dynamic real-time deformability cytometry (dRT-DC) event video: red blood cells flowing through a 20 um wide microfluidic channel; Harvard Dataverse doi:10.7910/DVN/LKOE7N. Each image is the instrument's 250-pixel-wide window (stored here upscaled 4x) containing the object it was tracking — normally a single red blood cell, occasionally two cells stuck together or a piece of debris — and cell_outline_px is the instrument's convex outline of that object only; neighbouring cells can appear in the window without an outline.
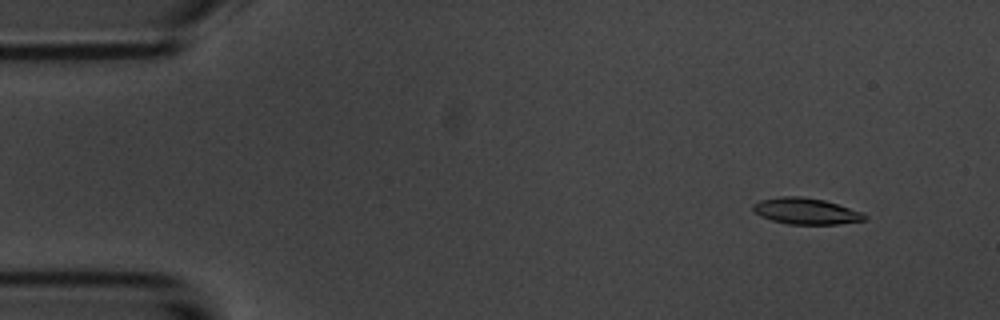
{"species": "common noctule bat (a hibernating species)", "species_latin": "Nyctalus noctula", "temperature_condition": "room temperature", "stored_images_in_passage": 6, "camera_frame_rate_fps": 3000, "um_per_image_px": 0.085, "animal": {"sex": "male", "body_mass_g": 20.1, "forearm_length_mm": 53.5}, "frame": {"image": 1, "passage_image": 2, "time_ms": 1.0, "image_size_px": [1000, 320], "cell_outline_px": [[868, 220], [836, 224], [788, 224], [772, 220], [760, 216], [752, 208], [752, 204], [760, 200], [780, 196], [800, 196], [824, 200], [864, 212], [868, 216]], "centroid_in_image_um": [68.54, 17.94], "position_along_channel_um": 16.5, "area_um2": 17.17}}
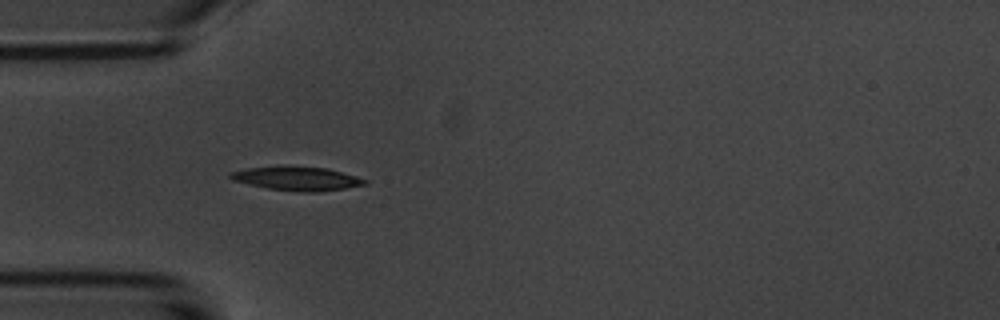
{"frame": {"image": 2, "passage_image": 5, "time_ms": 4.667, "image_size_px": [1000, 320], "cell_outline_px": [[368, 184], [320, 192], [300, 192], [268, 188], [248, 184], [232, 180], [228, 176], [228, 172], [248, 168], [284, 164], [328, 168], [356, 176], [368, 180]], "centroid_in_image_um": [25.22, 15.15], "position_along_channel_um": 59.8, "area_um2": 19.19}}
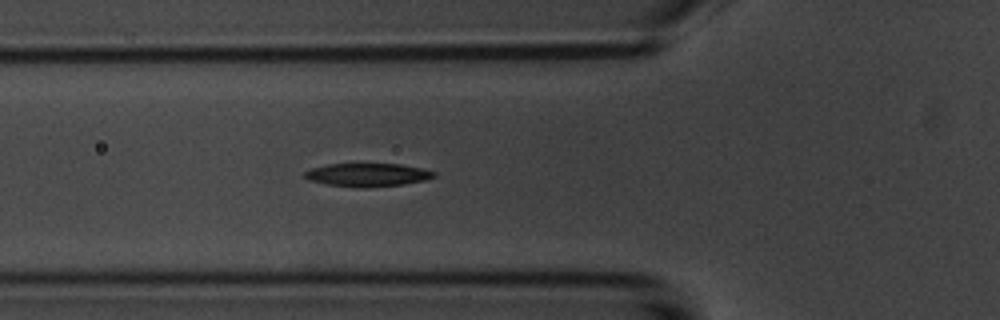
{"frame": {"image": 3, "passage_image": 6, "time_ms": 5.667, "image_size_px": [1000, 320], "cell_outline_px": [[436, 176], [424, 180], [404, 184], [368, 188], [356, 188], [324, 184], [312, 180], [304, 176], [304, 172], [312, 168], [328, 164], [400, 164], [420, 168], [436, 172]], "centroid_in_image_um": [31.24, 14.87], "position_along_channel_um": 94.6, "area_um2": 17.51}}